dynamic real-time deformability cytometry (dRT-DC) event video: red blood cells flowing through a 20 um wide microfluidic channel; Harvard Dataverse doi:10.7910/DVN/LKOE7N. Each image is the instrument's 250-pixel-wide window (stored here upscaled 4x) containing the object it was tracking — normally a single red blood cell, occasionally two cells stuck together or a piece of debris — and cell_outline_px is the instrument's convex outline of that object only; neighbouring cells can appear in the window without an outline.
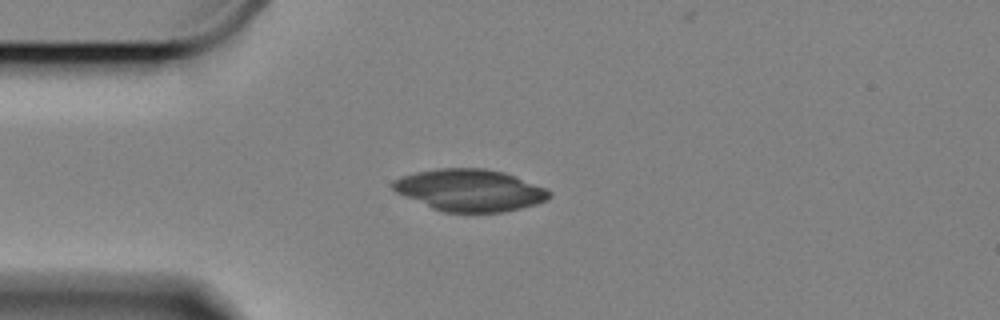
{"species": "Egyptian fruit bat (a non-hibernating species)", "species_latin": "Rousettus aegyptiacus", "temperature_condition": "cold", "stored_images_in_passage": 5, "camera_frame_rate_fps": 3000, "um_per_image_px": 0.085, "animal": {"sex": "female"}, "frame": {"image": 1, "passage_image": 1, "time_ms": 0.0, "image_size_px": [1000, 320], "cell_outline_px": [[552, 196], [548, 200], [536, 204], [504, 212], [440, 212], [404, 196], [396, 192], [392, 188], [392, 180], [400, 176], [416, 172], [440, 168], [484, 168], [504, 172], [544, 188], [552, 192]], "centroid_in_image_um": [39.91, 16.17], "position_along_channel_um": 45.1, "area_um2": 38.26}}